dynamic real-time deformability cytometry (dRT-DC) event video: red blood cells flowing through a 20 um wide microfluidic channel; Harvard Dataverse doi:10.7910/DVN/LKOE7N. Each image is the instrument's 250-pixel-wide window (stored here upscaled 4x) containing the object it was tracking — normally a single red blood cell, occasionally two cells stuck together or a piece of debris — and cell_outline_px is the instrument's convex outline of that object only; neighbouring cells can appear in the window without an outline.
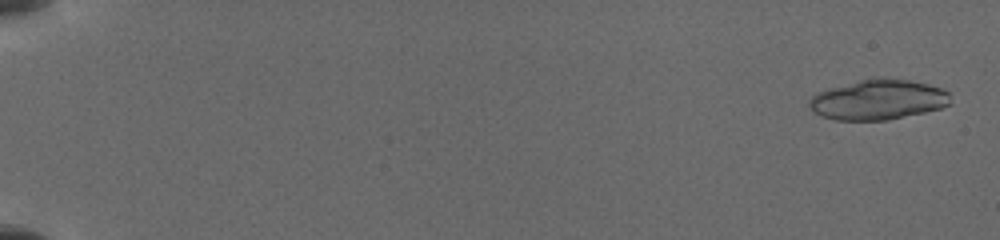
{"species": "common noctule bat (a hibernating species)", "species_latin": "Nyctalus noctula", "temperature_condition": "cold", "stored_images_in_passage": 14, "camera_frame_rate_fps": 3000, "um_per_image_px": 0.085, "animal": {"sex": "female", "body_mass_g": 19.5, "forearm_length_mm": 54.1}, "frame": {"image": 1, "passage_image": 1, "time_ms": 0.0, "image_size_px": [1000, 240], "cell_outline_px": [[952, 104], [940, 108], [924, 112], [888, 120], [836, 120], [820, 116], [808, 104], [808, 100], [816, 92], [872, 76], [884, 76], [908, 80], [928, 84], [940, 88], [948, 92]], "centroid_in_image_um": [74.64, 8.45], "position_along_channel_um": 10.4, "area_um2": 33.35}}